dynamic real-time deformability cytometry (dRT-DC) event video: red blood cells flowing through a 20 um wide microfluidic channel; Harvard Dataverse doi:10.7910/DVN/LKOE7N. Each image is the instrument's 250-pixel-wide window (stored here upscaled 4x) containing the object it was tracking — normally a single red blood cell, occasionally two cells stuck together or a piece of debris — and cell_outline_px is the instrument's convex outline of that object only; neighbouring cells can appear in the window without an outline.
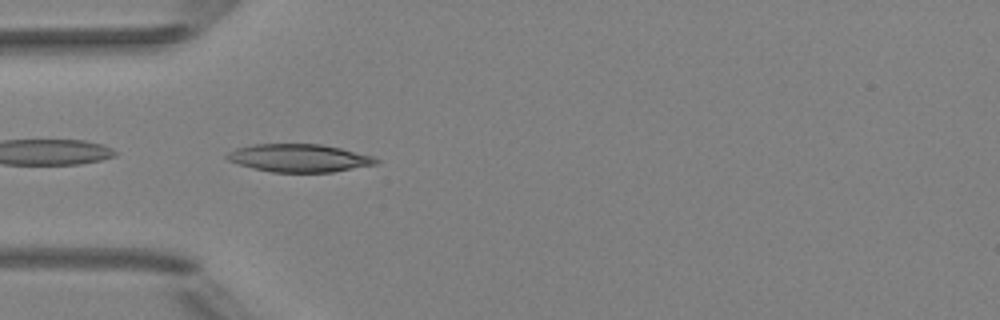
{"species": "Egyptian fruit bat (a non-hibernating species)", "species_latin": "Rousettus aegyptiacus", "temperature_condition": "room temperature", "stored_images_in_passage": 6, "camera_frame_rate_fps": 3000, "um_per_image_px": 0.085, "animal": {"sex": "female"}, "frame": {"image": 1, "passage_image": 4, "time_ms": 4.333, "image_size_px": [1000, 320], "cell_outline_px": [[380, 160], [376, 164], [332, 172], [272, 172], [252, 168], [228, 160], [224, 156], [228, 152], [236, 148], [256, 144], [320, 144], [340, 148], [372, 156]], "centroid_in_image_um": [25.4, 13.43], "position_along_channel_um": 59.6, "area_um2": 24.04}}
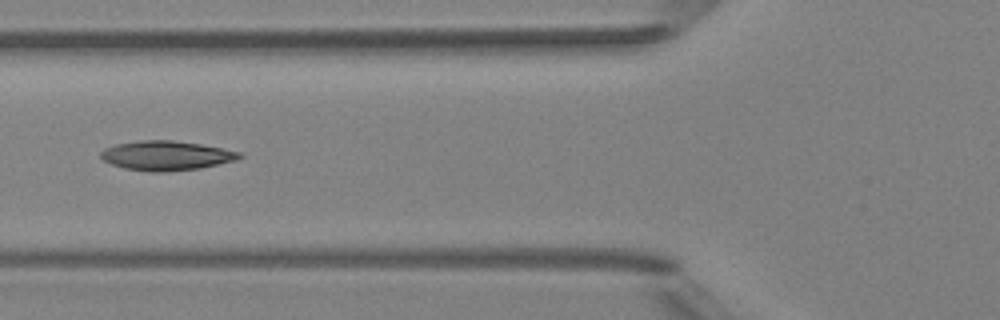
{"frame": {"image": 2, "passage_image": 5, "time_ms": 5.667, "image_size_px": [1000, 320], "cell_outline_px": [[244, 156], [236, 160], [200, 168], [164, 172], [152, 172], [124, 168], [112, 164], [104, 160], [100, 156], [100, 152], [104, 148], [116, 144], [140, 140], [172, 140], [200, 144], [240, 152]], "centroid_in_image_um": [14.11, 13.22], "position_along_channel_um": 111.7, "area_um2": 23.7}}
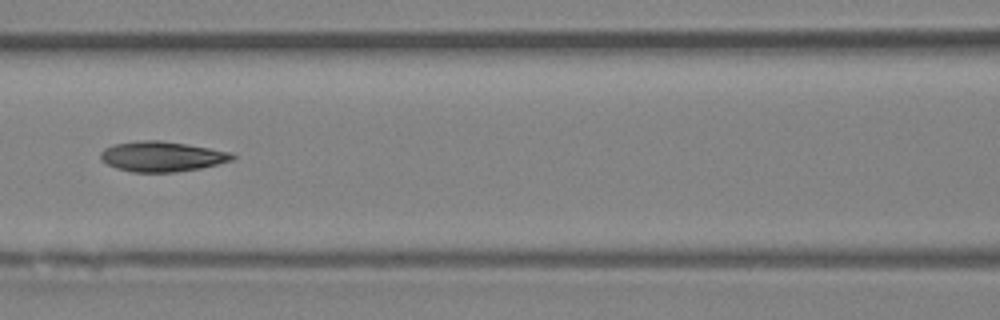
{"frame": {"image": 3, "passage_image": 6, "time_ms": 6.667, "image_size_px": [1000, 320], "cell_outline_px": [[236, 156], [232, 160], [200, 168], [176, 172], [132, 172], [116, 168], [100, 160], [100, 152], [104, 148], [112, 144], [144, 140], [160, 140], [232, 152]], "centroid_in_image_um": [13.72, 13.3], "position_along_channel_um": 152.9, "area_um2": 23.06}}